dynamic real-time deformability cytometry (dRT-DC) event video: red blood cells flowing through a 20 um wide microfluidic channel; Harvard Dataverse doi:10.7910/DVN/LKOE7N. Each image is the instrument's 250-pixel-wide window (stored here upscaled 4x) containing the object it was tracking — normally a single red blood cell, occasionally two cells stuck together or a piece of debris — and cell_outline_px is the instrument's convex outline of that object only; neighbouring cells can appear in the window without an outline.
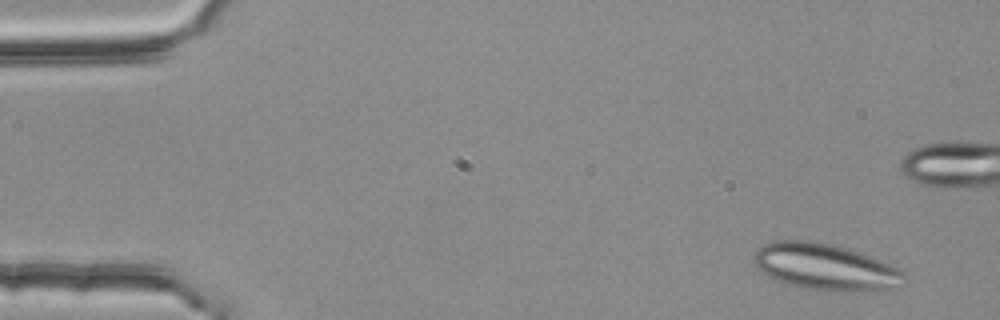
{"species": "common noctule bat (a hibernating species)", "species_latin": "Nyctalus noctula", "temperature_condition": "room temperature", "stored_images_in_passage": 4, "camera_frame_rate_fps": 3000, "um_per_image_px": 0.085, "animal": {"sex": "female", "body_mass_g": 25.1}, "frame": {"image": 1, "passage_image": 1, "time_ms": 0.0, "image_size_px": [1000, 320], "cell_outline_px": [[908, 280], [904, 284], [888, 288], [852, 292], [828, 292], [800, 288], [784, 284], [760, 272], [756, 268], [752, 260], [752, 256], [764, 244], [772, 240], [808, 240], [832, 244], [848, 248], [900, 268], [908, 276]], "centroid_in_image_um": [70.13, 22.71], "position_along_channel_um": 14.9, "area_um2": 41.5}}
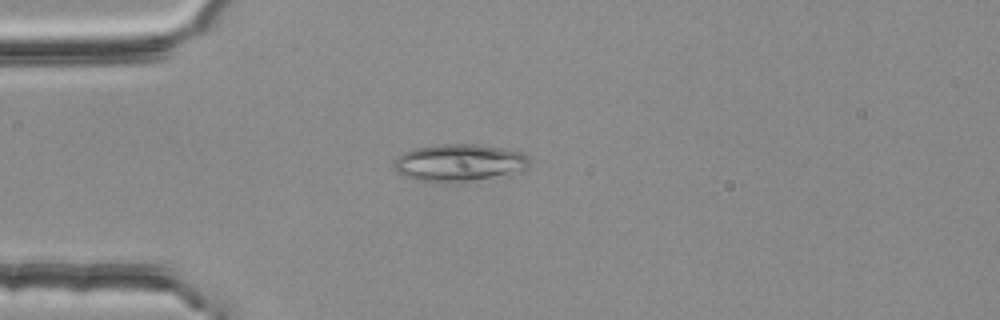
{"frame": {"image": 2, "passage_image": 4, "time_ms": 1.0, "image_size_px": [1000, 320], "cell_outline_px": [[528, 168], [524, 172], [512, 176], [444, 184], [440, 184], [412, 180], [396, 172], [392, 168], [392, 164], [396, 156], [404, 152], [416, 148], [440, 144], [480, 144], [524, 152], [528, 156]], "centroid_in_image_um": [39.05, 13.87], "position_along_channel_um": 45.9, "area_um2": 30.87}}